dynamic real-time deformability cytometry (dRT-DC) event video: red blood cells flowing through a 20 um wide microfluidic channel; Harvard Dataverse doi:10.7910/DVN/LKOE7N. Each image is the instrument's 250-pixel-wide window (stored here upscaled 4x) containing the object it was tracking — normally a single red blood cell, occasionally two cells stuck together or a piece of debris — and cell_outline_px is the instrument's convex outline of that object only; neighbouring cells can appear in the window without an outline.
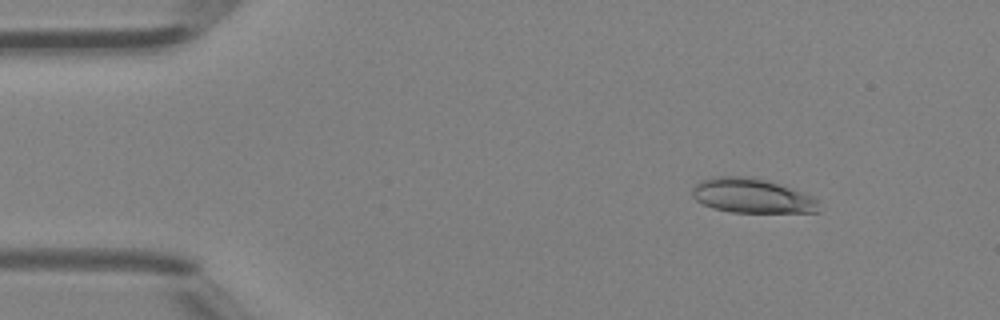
{"species": "Egyptian fruit bat (a non-hibernating species)", "species_latin": "Rousettus aegyptiacus", "temperature_condition": "room temperature", "stored_images_in_passage": 4, "camera_frame_rate_fps": 3000, "um_per_image_px": 0.085, "animal": {"sex": "female"}, "frame": {"image": 1, "passage_image": 2, "time_ms": 0.333, "image_size_px": [1000, 320], "cell_outline_px": [[820, 212], [732, 212], [712, 208], [696, 200], [692, 196], [692, 188], [696, 184], [712, 176], [752, 176], [768, 180], [816, 196]], "centroid_in_image_um": [63.94, 16.63], "position_along_channel_um": 21.1, "area_um2": 25.72}}
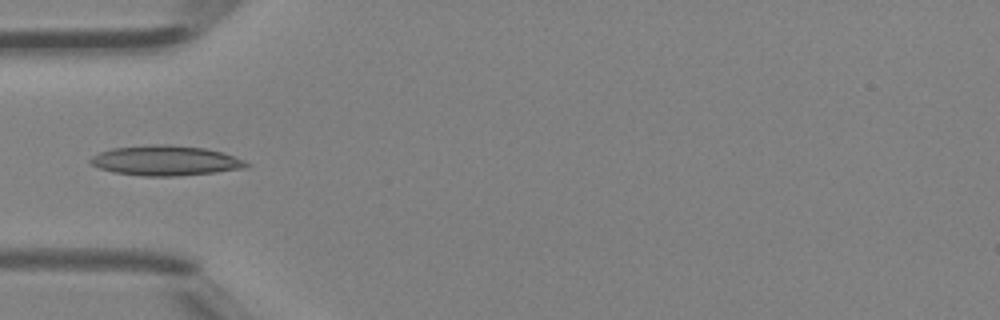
{"frame": {"image": 2, "passage_image": 4, "time_ms": 1.0, "image_size_px": [1000, 320], "cell_outline_px": [[252, 164], [248, 168], [216, 172], [176, 176], [144, 176], [112, 172], [100, 168], [92, 164], [88, 160], [92, 156], [100, 152], [112, 148], [152, 144], [172, 144], [204, 148], [220, 152], [244, 160]], "centroid_in_image_um": [14.08, 13.65], "position_along_channel_um": 70.9, "area_um2": 27.34}}